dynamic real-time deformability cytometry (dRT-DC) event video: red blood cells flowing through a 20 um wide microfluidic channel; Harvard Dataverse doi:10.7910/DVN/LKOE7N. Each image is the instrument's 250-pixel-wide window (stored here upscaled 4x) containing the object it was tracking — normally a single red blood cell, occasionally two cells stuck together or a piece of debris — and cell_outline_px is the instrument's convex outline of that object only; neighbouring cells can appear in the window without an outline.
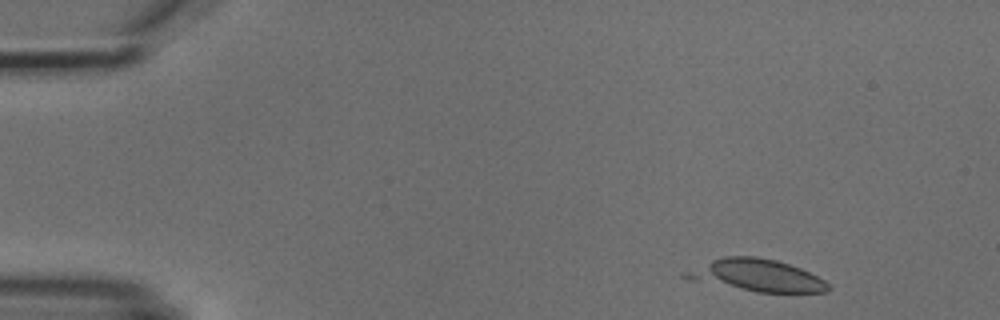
{"species": "common noctule bat (a hibernating species)", "species_latin": "Nyctalus noctula", "temperature_condition": "cold", "stored_images_in_passage": 4, "camera_frame_rate_fps": 3000, "um_per_image_px": 0.085, "animal": {"sex": "male", "body_mass_g": 18.8}, "frame": {"image": 1, "passage_image": 1, "time_ms": 0.0, "image_size_px": [1000, 320], "cell_outline_px": [[832, 288], [828, 292], [756, 292], [688, 280], [680, 276], [680, 272], [712, 260], [724, 256], [756, 256], [776, 260], [800, 268], [824, 280]], "centroid_in_image_um": [64.24, 23.41], "position_along_channel_um": 20.8, "area_um2": 26.82}}
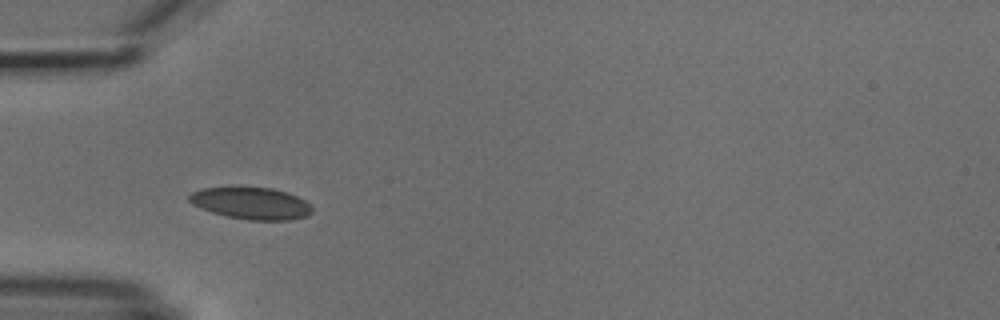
{"frame": {"image": 2, "passage_image": 4, "time_ms": 3.667, "image_size_px": [1000, 320], "cell_outline_px": [[312, 212], [304, 216], [292, 220], [248, 220], [228, 216], [212, 212], [200, 208], [192, 204], [188, 200], [188, 196], [192, 192], [204, 188], [272, 188], [288, 192], [304, 200], [312, 208]], "centroid_in_image_um": [21.34, 17.29], "position_along_channel_um": 63.7, "area_um2": 22.54}}